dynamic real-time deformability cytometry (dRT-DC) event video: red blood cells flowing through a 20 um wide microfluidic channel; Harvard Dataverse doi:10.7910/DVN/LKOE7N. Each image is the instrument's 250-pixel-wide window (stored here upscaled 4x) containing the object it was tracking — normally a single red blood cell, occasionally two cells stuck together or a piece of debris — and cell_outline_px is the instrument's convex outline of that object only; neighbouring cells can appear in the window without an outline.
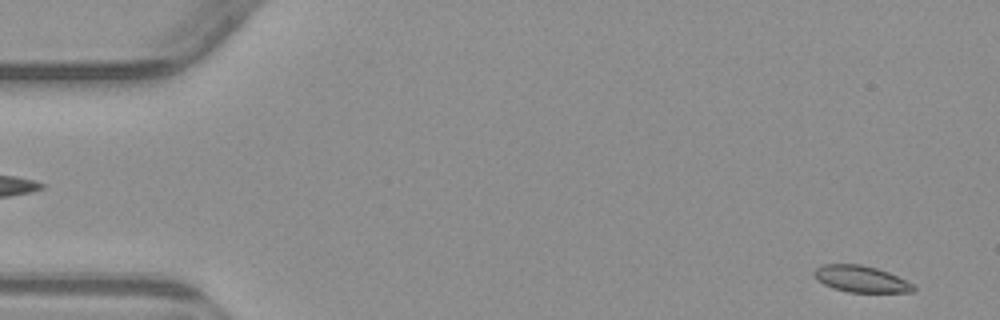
{"species": "common noctule bat (a hibernating species)", "species_latin": "Nyctalus noctula", "temperature_condition": "warm", "stored_images_in_passage": 3, "segment_of_instrument_passage": [2, 2], "camera_frame_rate_fps": 3000, "um_per_image_px": 0.085, "animal": {"sex": "male", "body_mass_g": 23.1, "forearm_length_mm": 52.7}, "frame": {"image": 1, "passage_image": 3, "time_ms": 2.333, "image_size_px": [1000, 320], "cell_outline_px": [[916, 288], [912, 292], [848, 292], [824, 284], [816, 280], [812, 272], [816, 268], [824, 264], [860, 264], [876, 268], [888, 272], [912, 284]], "centroid_in_image_um": [73.14, 23.7], "position_along_channel_um": 11.9, "area_um2": 15.14}}